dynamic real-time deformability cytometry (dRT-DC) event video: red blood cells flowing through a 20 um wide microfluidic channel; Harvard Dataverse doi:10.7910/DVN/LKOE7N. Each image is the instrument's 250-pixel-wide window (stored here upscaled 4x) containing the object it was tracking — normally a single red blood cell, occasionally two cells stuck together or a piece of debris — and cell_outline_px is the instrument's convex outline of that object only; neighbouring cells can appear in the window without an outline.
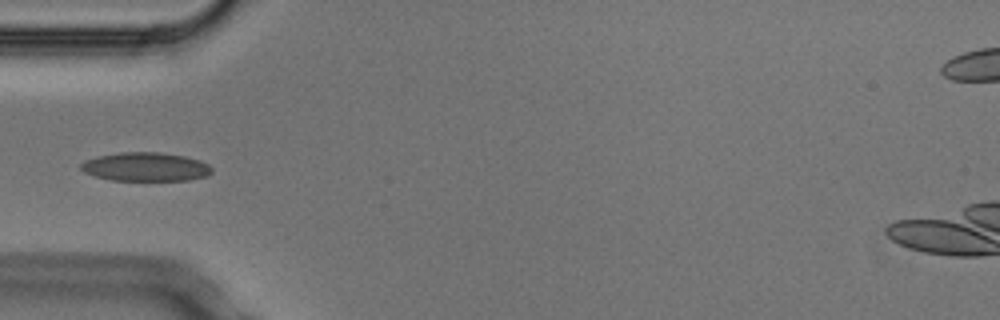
{"species": "Egyptian fruit bat (a non-hibernating species)", "species_latin": "Rousettus aegyptiacus", "temperature_condition": "cold", "stored_images_in_passage": 7, "camera_frame_rate_fps": 3000, "um_per_image_px": 0.085, "animal": {"sex": "male"}, "frame": {"image": 1, "passage_image": 4, "time_ms": 1.0, "image_size_px": [1000, 320], "cell_outline_px": [[212, 172], [208, 176], [188, 180], [112, 180], [96, 176], [84, 172], [80, 168], [80, 164], [84, 160], [96, 156], [120, 152], [160, 152], [184, 156], [200, 160], [208, 164], [212, 168]], "centroid_in_image_um": [12.38, 14.17], "position_along_channel_um": 72.6, "area_um2": 22.02}}
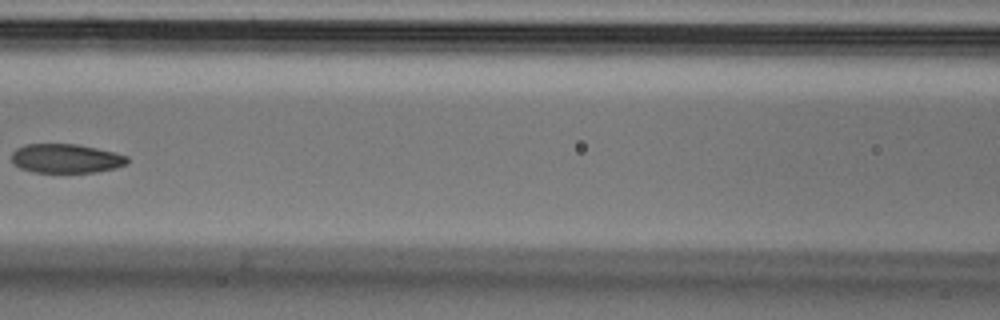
{"frame": {"image": 2, "passage_image": 6, "time_ms": 1.667, "image_size_px": [1000, 320], "cell_outline_px": [[128, 164], [116, 168], [96, 172], [32, 172], [20, 168], [12, 164], [12, 152], [16, 148], [24, 144], [76, 144], [116, 152], [128, 156]], "centroid_in_image_um": [5.61, 13.47], "position_along_channel_um": 161.0, "area_um2": 19.83}}
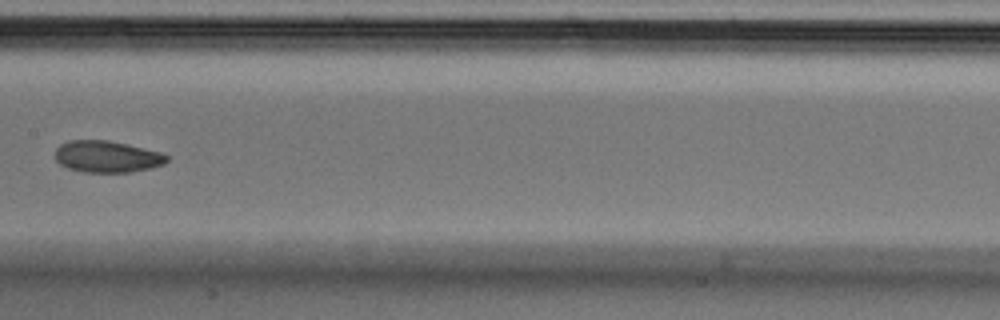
{"frame": {"image": 3, "passage_image": 7, "time_ms": 2.0, "image_size_px": [1000, 320], "cell_outline_px": [[168, 160], [164, 164], [132, 172], [84, 172], [68, 168], [60, 164], [56, 160], [56, 148], [60, 144], [68, 140], [108, 140], [160, 152], [168, 156]], "centroid_in_image_um": [9.07, 13.31], "position_along_channel_um": 198.3, "area_um2": 20.46}}